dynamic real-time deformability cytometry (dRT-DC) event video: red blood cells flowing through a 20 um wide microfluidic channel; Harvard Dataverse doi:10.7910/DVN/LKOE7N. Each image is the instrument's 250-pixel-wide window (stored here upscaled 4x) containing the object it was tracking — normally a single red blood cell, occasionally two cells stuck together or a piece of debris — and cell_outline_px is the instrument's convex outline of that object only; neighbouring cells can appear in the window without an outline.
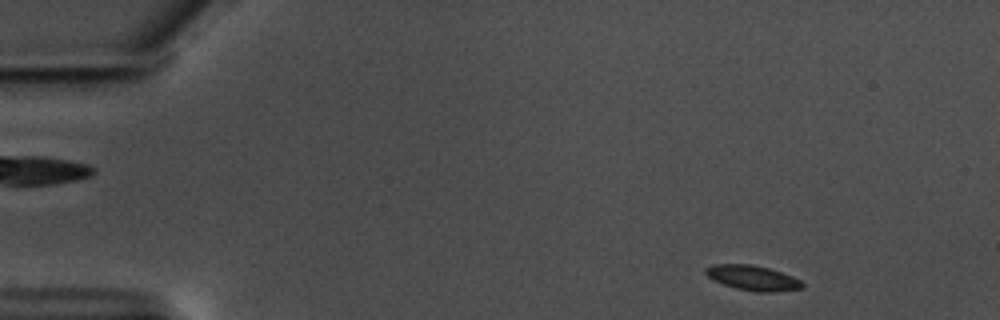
{"species": "common noctule bat (a hibernating species)", "species_latin": "Nyctalus noctula", "temperature_condition": "warm", "stored_images_in_passage": 54, "camera_frame_rate_fps": 3000, "um_per_image_px": 0.085, "animal": {"sex": "male", "body_mass_g": 17.5, "forearm_length_mm": 52.3}, "frame": {"image": 1, "passage_image": 3, "time_ms": 0.667, "image_size_px": [1000, 320], "cell_outline_px": [[804, 288], [772, 292], [756, 292], [736, 288], [712, 280], [704, 272], [704, 268], [716, 264], [752, 264], [768, 268], [792, 276], [800, 280], [804, 284]], "centroid_in_image_um": [63.97, 23.62], "position_along_channel_um": 21.0, "area_um2": 14.05}}
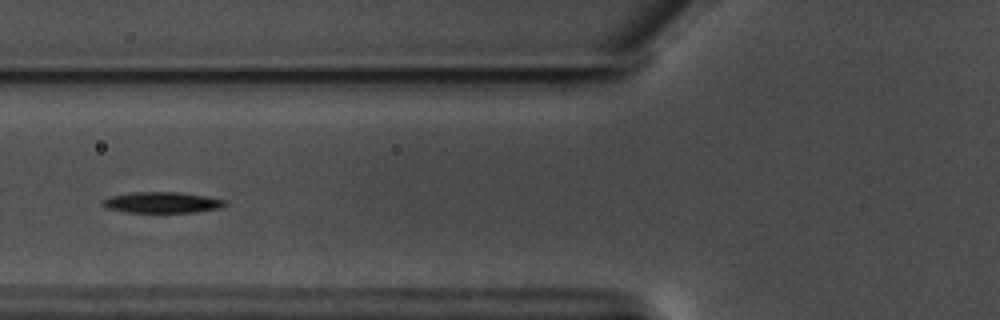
{"frame": {"image": 2, "passage_image": 19, "time_ms": 6.0, "image_size_px": [1000, 320], "cell_outline_px": [[228, 204], [220, 208], [196, 212], [124, 212], [108, 208], [100, 204], [104, 200], [112, 196], [132, 192], [176, 192], [204, 196], [224, 200]], "centroid_in_image_um": [13.77, 17.21], "position_along_channel_um": 112.0, "area_um2": 14.74}}
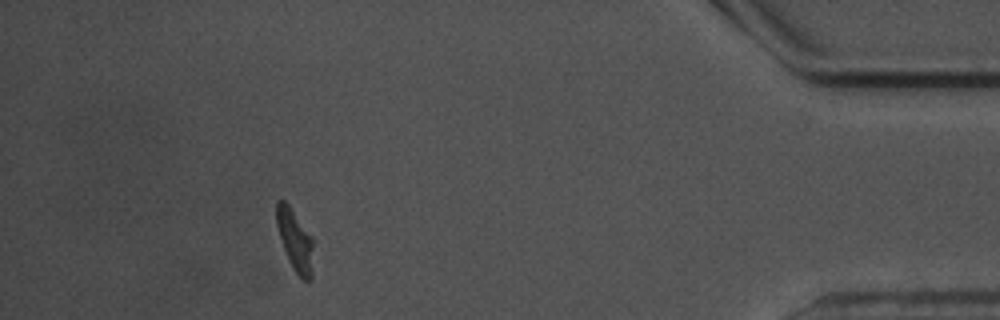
{"frame": {"image": 3, "passage_image": 49, "time_ms": 16.0, "image_size_px": [1000, 320], "cell_outline_px": [[312, 280], [304, 280], [292, 268], [284, 248], [276, 224], [276, 200], [284, 200], [288, 204], [312, 236]], "centroid_in_image_um": [25.07, 20.4], "position_along_channel_um": 410.1, "area_um2": 12.95}, "authors_computed_cell_mechanics": {"area_um2": 14.3344, "velocity_mm_per_s": 3.5133, "shape_relaxation_time_tau1_ms": 2.2698, "shape_relaxation_time_tau2_ms": null, "deformation_change_tau1": 0.1922, "deformation_change_tau2": null}}